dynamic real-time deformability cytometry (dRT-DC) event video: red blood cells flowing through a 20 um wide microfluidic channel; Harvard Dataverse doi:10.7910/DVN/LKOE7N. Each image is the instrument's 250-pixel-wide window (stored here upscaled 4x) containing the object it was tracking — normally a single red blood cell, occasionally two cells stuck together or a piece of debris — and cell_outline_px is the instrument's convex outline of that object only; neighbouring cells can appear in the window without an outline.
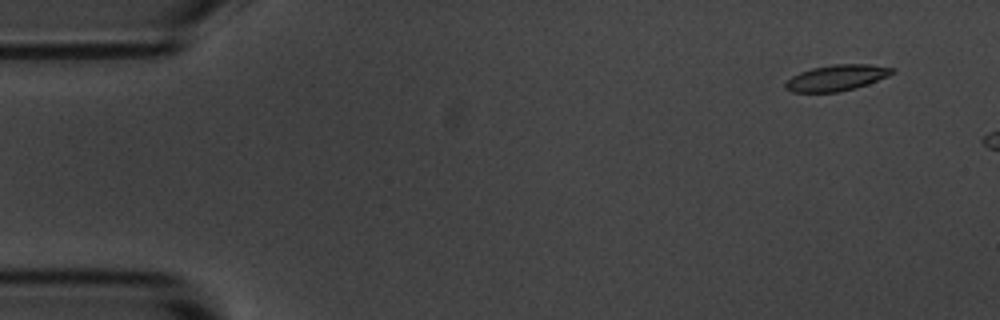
{"species": "common noctule bat (a hibernating species)", "species_latin": "Nyctalus noctula", "temperature_condition": "room temperature", "stored_images_in_passage": 5, "camera_frame_rate_fps": 3000, "um_per_image_px": 0.085, "animal": {"sex": "male", "body_mass_g": 20.1, "forearm_length_mm": 53.5}, "frame": {"image": 1, "passage_image": 1, "time_ms": 0.0, "image_size_px": [1000, 320], "cell_outline_px": [[896, 68], [888, 76], [868, 84], [856, 88], [840, 92], [792, 92], [784, 88], [784, 84], [792, 76], [800, 72], [812, 68], [832, 64], [868, 64]], "centroid_in_image_um": [71.1, 6.61], "position_along_channel_um": 13.9, "area_um2": 16.18}}